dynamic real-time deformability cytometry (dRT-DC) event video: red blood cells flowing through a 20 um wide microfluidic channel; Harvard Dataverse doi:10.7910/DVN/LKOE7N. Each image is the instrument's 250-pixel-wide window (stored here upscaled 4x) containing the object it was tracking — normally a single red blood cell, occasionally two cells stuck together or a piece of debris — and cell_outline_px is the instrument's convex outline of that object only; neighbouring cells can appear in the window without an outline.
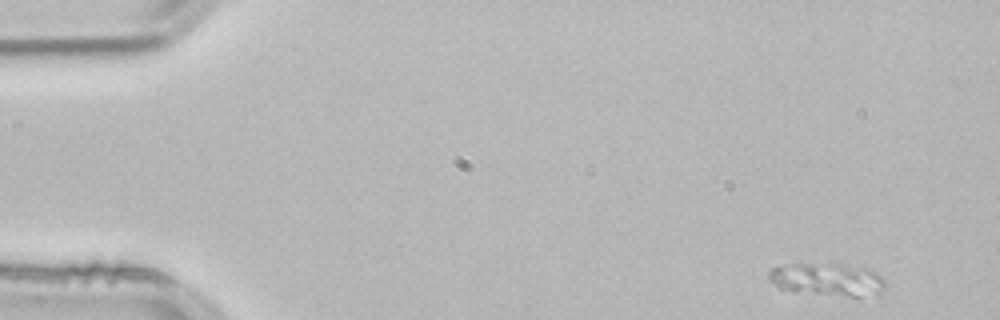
{"species": "common noctule bat (a hibernating species)", "species_latin": "Nyctalus noctula", "temperature_condition": "room temperature", "stored_images_in_passage": 4, "camera_frame_rate_fps": 3000, "um_per_image_px": 0.085, "animal": {"sex": "male", "body_mass_g": 21.5, "forearm_length_mm": 52.0}, "frame": {"image": 1, "passage_image": 1, "time_ms": 0.0, "image_size_px": [1000, 320], "cell_outline_px": [[884, 288], [880, 296], [848, 296], [796, 292], [780, 288], [768, 276], [768, 272], [772, 268], [796, 264], [844, 264], [864, 268], [876, 272], [884, 280]], "centroid_in_image_um": [70.4, 23.77], "position_along_channel_um": 14.6, "area_um2": 22.02}}